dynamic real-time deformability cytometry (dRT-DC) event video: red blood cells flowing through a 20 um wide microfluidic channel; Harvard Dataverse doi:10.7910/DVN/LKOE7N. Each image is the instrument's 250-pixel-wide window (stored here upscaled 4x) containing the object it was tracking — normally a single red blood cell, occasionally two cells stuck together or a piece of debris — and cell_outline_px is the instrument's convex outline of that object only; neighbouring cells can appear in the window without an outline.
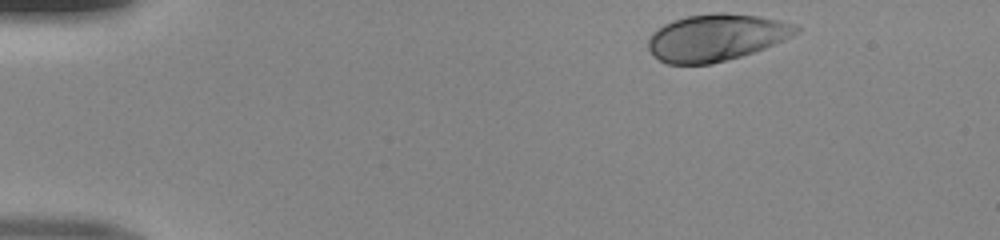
{"species": "human", "species_latin": "Homo sapiens", "temperature_condition": "room temperature", "stored_images_in_passage": 36, "camera_frame_rate_fps": 3000, "um_per_image_px": 0.085, "donor": {"sex": "male"}, "frame": {"image": 1, "passage_image": 1, "time_ms": 0.0, "image_size_px": [1000, 240], "cell_outline_px": [[800, 32], [764, 48], [740, 56], [712, 64], [668, 64], [652, 56], [648, 48], [648, 40], [652, 32], [664, 24], [672, 20], [688, 16], [712, 12], [724, 12], [756, 16], [796, 24], [800, 28]], "centroid_in_image_um": [60.83, 3.18], "position_along_channel_um": 24.2, "area_um2": 40.29}}
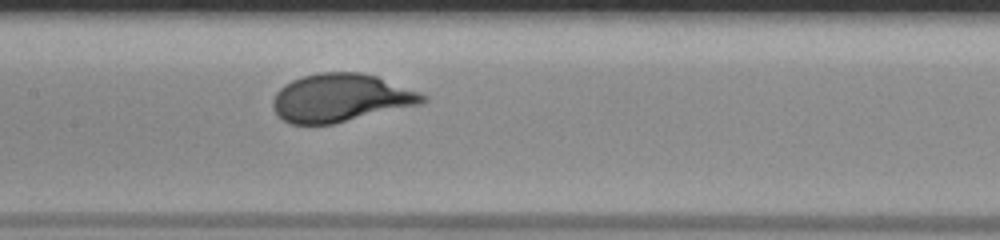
{"frame": {"image": 2, "passage_image": 19, "time_ms": 6.0, "image_size_px": [1000, 240], "cell_outline_px": [[428, 100], [420, 104], [332, 124], [292, 124], [276, 116], [272, 108], [272, 100], [276, 92], [280, 88], [292, 80], [300, 76], [320, 72], [360, 72], [376, 76], [420, 92], [428, 96]], "centroid_in_image_um": [28.93, 8.31], "position_along_channel_um": 178.5, "area_um2": 41.96}}
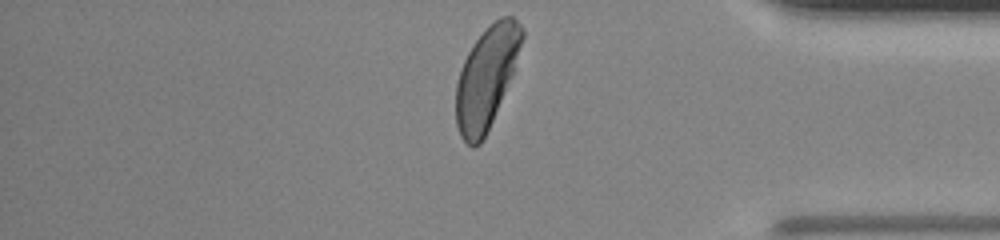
{"frame": {"image": 3, "passage_image": 36, "time_ms": 11.667, "image_size_px": [1000, 240], "cell_outline_px": [[524, 36], [512, 72], [492, 120], [480, 144], [476, 148], [472, 148], [460, 136], [456, 124], [456, 84], [460, 68], [468, 52], [476, 40], [500, 16], [512, 16], [520, 24], [524, 32]], "centroid_in_image_um": [41.32, 6.61], "position_along_channel_um": 393.9, "area_um2": 38.03}}